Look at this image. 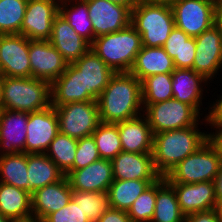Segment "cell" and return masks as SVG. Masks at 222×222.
Here are the masks:
<instances>
[{
	"mask_svg": "<svg viewBox=\"0 0 222 222\" xmlns=\"http://www.w3.org/2000/svg\"><path fill=\"white\" fill-rule=\"evenodd\" d=\"M208 111V114L204 117L206 123L211 126V129L212 127L222 128V95L219 100L213 102Z\"/></svg>",
	"mask_w": 222,
	"mask_h": 222,
	"instance_id": "7bdbcfd3",
	"label": "cell"
},
{
	"mask_svg": "<svg viewBox=\"0 0 222 222\" xmlns=\"http://www.w3.org/2000/svg\"><path fill=\"white\" fill-rule=\"evenodd\" d=\"M163 48L173 59L175 68L193 69L196 51L195 37H190L175 26Z\"/></svg>",
	"mask_w": 222,
	"mask_h": 222,
	"instance_id": "f546056e",
	"label": "cell"
},
{
	"mask_svg": "<svg viewBox=\"0 0 222 222\" xmlns=\"http://www.w3.org/2000/svg\"><path fill=\"white\" fill-rule=\"evenodd\" d=\"M122 151L130 153H152L154 134L147 117L143 114L116 123Z\"/></svg>",
	"mask_w": 222,
	"mask_h": 222,
	"instance_id": "603a6c76",
	"label": "cell"
},
{
	"mask_svg": "<svg viewBox=\"0 0 222 222\" xmlns=\"http://www.w3.org/2000/svg\"><path fill=\"white\" fill-rule=\"evenodd\" d=\"M28 115L0 109V156L25 152Z\"/></svg>",
	"mask_w": 222,
	"mask_h": 222,
	"instance_id": "d6986e66",
	"label": "cell"
},
{
	"mask_svg": "<svg viewBox=\"0 0 222 222\" xmlns=\"http://www.w3.org/2000/svg\"><path fill=\"white\" fill-rule=\"evenodd\" d=\"M141 35L130 24L123 30L94 38L91 49L115 73L130 72L141 51Z\"/></svg>",
	"mask_w": 222,
	"mask_h": 222,
	"instance_id": "277c9868",
	"label": "cell"
},
{
	"mask_svg": "<svg viewBox=\"0 0 222 222\" xmlns=\"http://www.w3.org/2000/svg\"><path fill=\"white\" fill-rule=\"evenodd\" d=\"M111 3H115L118 5H122L124 7H127L130 11L135 7L136 3L134 0H107Z\"/></svg>",
	"mask_w": 222,
	"mask_h": 222,
	"instance_id": "c3c4849f",
	"label": "cell"
},
{
	"mask_svg": "<svg viewBox=\"0 0 222 222\" xmlns=\"http://www.w3.org/2000/svg\"><path fill=\"white\" fill-rule=\"evenodd\" d=\"M73 64L81 71L82 93L97 101L115 72L92 49Z\"/></svg>",
	"mask_w": 222,
	"mask_h": 222,
	"instance_id": "7402d4cb",
	"label": "cell"
},
{
	"mask_svg": "<svg viewBox=\"0 0 222 222\" xmlns=\"http://www.w3.org/2000/svg\"><path fill=\"white\" fill-rule=\"evenodd\" d=\"M214 25L219 29V32L222 38V3L221 2H219L216 9Z\"/></svg>",
	"mask_w": 222,
	"mask_h": 222,
	"instance_id": "7dc6e473",
	"label": "cell"
},
{
	"mask_svg": "<svg viewBox=\"0 0 222 222\" xmlns=\"http://www.w3.org/2000/svg\"><path fill=\"white\" fill-rule=\"evenodd\" d=\"M94 31V38L123 30L131 24V11L107 0H85Z\"/></svg>",
	"mask_w": 222,
	"mask_h": 222,
	"instance_id": "9a60e30c",
	"label": "cell"
},
{
	"mask_svg": "<svg viewBox=\"0 0 222 222\" xmlns=\"http://www.w3.org/2000/svg\"><path fill=\"white\" fill-rule=\"evenodd\" d=\"M29 193L48 184L59 181L64 174L57 165L45 154H27Z\"/></svg>",
	"mask_w": 222,
	"mask_h": 222,
	"instance_id": "83f0119b",
	"label": "cell"
},
{
	"mask_svg": "<svg viewBox=\"0 0 222 222\" xmlns=\"http://www.w3.org/2000/svg\"><path fill=\"white\" fill-rule=\"evenodd\" d=\"M31 77L50 84L66 70L68 63L48 40H29Z\"/></svg>",
	"mask_w": 222,
	"mask_h": 222,
	"instance_id": "4fadbf2b",
	"label": "cell"
},
{
	"mask_svg": "<svg viewBox=\"0 0 222 222\" xmlns=\"http://www.w3.org/2000/svg\"><path fill=\"white\" fill-rule=\"evenodd\" d=\"M101 123L116 124L141 115V81L130 72L115 73L97 100Z\"/></svg>",
	"mask_w": 222,
	"mask_h": 222,
	"instance_id": "6da1fadb",
	"label": "cell"
},
{
	"mask_svg": "<svg viewBox=\"0 0 222 222\" xmlns=\"http://www.w3.org/2000/svg\"><path fill=\"white\" fill-rule=\"evenodd\" d=\"M97 222H131L126 211L110 208Z\"/></svg>",
	"mask_w": 222,
	"mask_h": 222,
	"instance_id": "ee69618b",
	"label": "cell"
},
{
	"mask_svg": "<svg viewBox=\"0 0 222 222\" xmlns=\"http://www.w3.org/2000/svg\"><path fill=\"white\" fill-rule=\"evenodd\" d=\"M135 3H139V2H149L150 3V0H134Z\"/></svg>",
	"mask_w": 222,
	"mask_h": 222,
	"instance_id": "db71d44e",
	"label": "cell"
},
{
	"mask_svg": "<svg viewBox=\"0 0 222 222\" xmlns=\"http://www.w3.org/2000/svg\"><path fill=\"white\" fill-rule=\"evenodd\" d=\"M157 180H114L109 186L110 207L128 211L137 197Z\"/></svg>",
	"mask_w": 222,
	"mask_h": 222,
	"instance_id": "4dcf8cb0",
	"label": "cell"
},
{
	"mask_svg": "<svg viewBox=\"0 0 222 222\" xmlns=\"http://www.w3.org/2000/svg\"><path fill=\"white\" fill-rule=\"evenodd\" d=\"M1 85H2V75L0 74V102H1Z\"/></svg>",
	"mask_w": 222,
	"mask_h": 222,
	"instance_id": "f5cc1de1",
	"label": "cell"
},
{
	"mask_svg": "<svg viewBox=\"0 0 222 222\" xmlns=\"http://www.w3.org/2000/svg\"><path fill=\"white\" fill-rule=\"evenodd\" d=\"M157 181L147 187L127 211L131 222H151L156 202Z\"/></svg>",
	"mask_w": 222,
	"mask_h": 222,
	"instance_id": "f35d334b",
	"label": "cell"
},
{
	"mask_svg": "<svg viewBox=\"0 0 222 222\" xmlns=\"http://www.w3.org/2000/svg\"><path fill=\"white\" fill-rule=\"evenodd\" d=\"M42 222H90L80 206L71 199L63 208L49 214Z\"/></svg>",
	"mask_w": 222,
	"mask_h": 222,
	"instance_id": "60d3db41",
	"label": "cell"
},
{
	"mask_svg": "<svg viewBox=\"0 0 222 222\" xmlns=\"http://www.w3.org/2000/svg\"><path fill=\"white\" fill-rule=\"evenodd\" d=\"M72 199L80 206L90 222H97L110 207L108 192H84L72 190Z\"/></svg>",
	"mask_w": 222,
	"mask_h": 222,
	"instance_id": "8d00e7d4",
	"label": "cell"
},
{
	"mask_svg": "<svg viewBox=\"0 0 222 222\" xmlns=\"http://www.w3.org/2000/svg\"><path fill=\"white\" fill-rule=\"evenodd\" d=\"M0 74L5 77H31L29 39L24 35H0Z\"/></svg>",
	"mask_w": 222,
	"mask_h": 222,
	"instance_id": "30bf717a",
	"label": "cell"
},
{
	"mask_svg": "<svg viewBox=\"0 0 222 222\" xmlns=\"http://www.w3.org/2000/svg\"><path fill=\"white\" fill-rule=\"evenodd\" d=\"M176 0H150V3L169 4L171 5Z\"/></svg>",
	"mask_w": 222,
	"mask_h": 222,
	"instance_id": "681fc988",
	"label": "cell"
},
{
	"mask_svg": "<svg viewBox=\"0 0 222 222\" xmlns=\"http://www.w3.org/2000/svg\"><path fill=\"white\" fill-rule=\"evenodd\" d=\"M100 158L112 160L120 152L122 146L116 124L100 123L92 133Z\"/></svg>",
	"mask_w": 222,
	"mask_h": 222,
	"instance_id": "74e56055",
	"label": "cell"
},
{
	"mask_svg": "<svg viewBox=\"0 0 222 222\" xmlns=\"http://www.w3.org/2000/svg\"><path fill=\"white\" fill-rule=\"evenodd\" d=\"M77 143L78 139L59 132L45 152L65 176L73 170Z\"/></svg>",
	"mask_w": 222,
	"mask_h": 222,
	"instance_id": "836d02e7",
	"label": "cell"
},
{
	"mask_svg": "<svg viewBox=\"0 0 222 222\" xmlns=\"http://www.w3.org/2000/svg\"><path fill=\"white\" fill-rule=\"evenodd\" d=\"M48 41L68 64L76 62L91 49V44L82 38L60 13L52 23Z\"/></svg>",
	"mask_w": 222,
	"mask_h": 222,
	"instance_id": "44dd1931",
	"label": "cell"
},
{
	"mask_svg": "<svg viewBox=\"0 0 222 222\" xmlns=\"http://www.w3.org/2000/svg\"><path fill=\"white\" fill-rule=\"evenodd\" d=\"M50 105L48 81L33 77L2 76L0 109L32 113Z\"/></svg>",
	"mask_w": 222,
	"mask_h": 222,
	"instance_id": "3957f363",
	"label": "cell"
},
{
	"mask_svg": "<svg viewBox=\"0 0 222 222\" xmlns=\"http://www.w3.org/2000/svg\"><path fill=\"white\" fill-rule=\"evenodd\" d=\"M220 0H176L171 4L175 26L196 37L215 24Z\"/></svg>",
	"mask_w": 222,
	"mask_h": 222,
	"instance_id": "9c48e42d",
	"label": "cell"
},
{
	"mask_svg": "<svg viewBox=\"0 0 222 222\" xmlns=\"http://www.w3.org/2000/svg\"><path fill=\"white\" fill-rule=\"evenodd\" d=\"M196 51L193 70L206 80L214 79L219 69H222V38L219 29L213 25L195 37Z\"/></svg>",
	"mask_w": 222,
	"mask_h": 222,
	"instance_id": "5bb4252c",
	"label": "cell"
},
{
	"mask_svg": "<svg viewBox=\"0 0 222 222\" xmlns=\"http://www.w3.org/2000/svg\"><path fill=\"white\" fill-rule=\"evenodd\" d=\"M198 125L154 134L153 162L162 177L208 141V133Z\"/></svg>",
	"mask_w": 222,
	"mask_h": 222,
	"instance_id": "7a4b0ae2",
	"label": "cell"
},
{
	"mask_svg": "<svg viewBox=\"0 0 222 222\" xmlns=\"http://www.w3.org/2000/svg\"><path fill=\"white\" fill-rule=\"evenodd\" d=\"M0 222H13L11 219L0 214Z\"/></svg>",
	"mask_w": 222,
	"mask_h": 222,
	"instance_id": "f907efd6",
	"label": "cell"
},
{
	"mask_svg": "<svg viewBox=\"0 0 222 222\" xmlns=\"http://www.w3.org/2000/svg\"><path fill=\"white\" fill-rule=\"evenodd\" d=\"M28 0H0V35L21 34Z\"/></svg>",
	"mask_w": 222,
	"mask_h": 222,
	"instance_id": "d590c367",
	"label": "cell"
},
{
	"mask_svg": "<svg viewBox=\"0 0 222 222\" xmlns=\"http://www.w3.org/2000/svg\"><path fill=\"white\" fill-rule=\"evenodd\" d=\"M175 69L173 59L163 47L142 46L141 51L136 55L130 73L142 81L151 75L172 73Z\"/></svg>",
	"mask_w": 222,
	"mask_h": 222,
	"instance_id": "484cf974",
	"label": "cell"
},
{
	"mask_svg": "<svg viewBox=\"0 0 222 222\" xmlns=\"http://www.w3.org/2000/svg\"><path fill=\"white\" fill-rule=\"evenodd\" d=\"M174 188L165 177L157 180L156 202L151 222H184Z\"/></svg>",
	"mask_w": 222,
	"mask_h": 222,
	"instance_id": "f1b7e54d",
	"label": "cell"
},
{
	"mask_svg": "<svg viewBox=\"0 0 222 222\" xmlns=\"http://www.w3.org/2000/svg\"><path fill=\"white\" fill-rule=\"evenodd\" d=\"M206 82L209 83L193 69L176 68L172 72L173 98L191 105L200 114V106L204 98L202 85L205 83L204 86H206Z\"/></svg>",
	"mask_w": 222,
	"mask_h": 222,
	"instance_id": "cb8c5ba5",
	"label": "cell"
},
{
	"mask_svg": "<svg viewBox=\"0 0 222 222\" xmlns=\"http://www.w3.org/2000/svg\"><path fill=\"white\" fill-rule=\"evenodd\" d=\"M131 25L141 35L142 46L163 47L175 27L171 5L136 3L131 10Z\"/></svg>",
	"mask_w": 222,
	"mask_h": 222,
	"instance_id": "5b68a950",
	"label": "cell"
},
{
	"mask_svg": "<svg viewBox=\"0 0 222 222\" xmlns=\"http://www.w3.org/2000/svg\"><path fill=\"white\" fill-rule=\"evenodd\" d=\"M100 159V154L92 135L78 139L73 170H78Z\"/></svg>",
	"mask_w": 222,
	"mask_h": 222,
	"instance_id": "ab89813d",
	"label": "cell"
},
{
	"mask_svg": "<svg viewBox=\"0 0 222 222\" xmlns=\"http://www.w3.org/2000/svg\"><path fill=\"white\" fill-rule=\"evenodd\" d=\"M114 180H159L152 153L122 151L111 160Z\"/></svg>",
	"mask_w": 222,
	"mask_h": 222,
	"instance_id": "ac0fdd59",
	"label": "cell"
},
{
	"mask_svg": "<svg viewBox=\"0 0 222 222\" xmlns=\"http://www.w3.org/2000/svg\"><path fill=\"white\" fill-rule=\"evenodd\" d=\"M27 154L17 153L0 156V182L29 192Z\"/></svg>",
	"mask_w": 222,
	"mask_h": 222,
	"instance_id": "d6a6232c",
	"label": "cell"
},
{
	"mask_svg": "<svg viewBox=\"0 0 222 222\" xmlns=\"http://www.w3.org/2000/svg\"><path fill=\"white\" fill-rule=\"evenodd\" d=\"M141 89L143 104L172 99V73H160L144 78L141 81Z\"/></svg>",
	"mask_w": 222,
	"mask_h": 222,
	"instance_id": "e575fe53",
	"label": "cell"
},
{
	"mask_svg": "<svg viewBox=\"0 0 222 222\" xmlns=\"http://www.w3.org/2000/svg\"><path fill=\"white\" fill-rule=\"evenodd\" d=\"M219 210H220V213H221V216H222V203L219 205Z\"/></svg>",
	"mask_w": 222,
	"mask_h": 222,
	"instance_id": "11a10c76",
	"label": "cell"
},
{
	"mask_svg": "<svg viewBox=\"0 0 222 222\" xmlns=\"http://www.w3.org/2000/svg\"><path fill=\"white\" fill-rule=\"evenodd\" d=\"M143 108V114L147 117L153 134L195 126L202 115L191 105L174 98L143 104Z\"/></svg>",
	"mask_w": 222,
	"mask_h": 222,
	"instance_id": "52a82bcc",
	"label": "cell"
},
{
	"mask_svg": "<svg viewBox=\"0 0 222 222\" xmlns=\"http://www.w3.org/2000/svg\"><path fill=\"white\" fill-rule=\"evenodd\" d=\"M61 0H28L21 35L29 40H49Z\"/></svg>",
	"mask_w": 222,
	"mask_h": 222,
	"instance_id": "7c38bea8",
	"label": "cell"
},
{
	"mask_svg": "<svg viewBox=\"0 0 222 222\" xmlns=\"http://www.w3.org/2000/svg\"><path fill=\"white\" fill-rule=\"evenodd\" d=\"M213 129L216 132L208 134V142L214 147L222 163V128L213 127Z\"/></svg>",
	"mask_w": 222,
	"mask_h": 222,
	"instance_id": "f6af8a7d",
	"label": "cell"
},
{
	"mask_svg": "<svg viewBox=\"0 0 222 222\" xmlns=\"http://www.w3.org/2000/svg\"><path fill=\"white\" fill-rule=\"evenodd\" d=\"M72 190L84 192H108L114 181L112 162L102 159L66 175Z\"/></svg>",
	"mask_w": 222,
	"mask_h": 222,
	"instance_id": "e0dca14e",
	"label": "cell"
},
{
	"mask_svg": "<svg viewBox=\"0 0 222 222\" xmlns=\"http://www.w3.org/2000/svg\"><path fill=\"white\" fill-rule=\"evenodd\" d=\"M215 184V196L218 202V205L222 203V163L220 165L217 176L214 180Z\"/></svg>",
	"mask_w": 222,
	"mask_h": 222,
	"instance_id": "bcb514c9",
	"label": "cell"
},
{
	"mask_svg": "<svg viewBox=\"0 0 222 222\" xmlns=\"http://www.w3.org/2000/svg\"><path fill=\"white\" fill-rule=\"evenodd\" d=\"M59 13L82 38L90 44L93 43L94 31L89 17L88 5L85 0H61Z\"/></svg>",
	"mask_w": 222,
	"mask_h": 222,
	"instance_id": "1f68e13d",
	"label": "cell"
},
{
	"mask_svg": "<svg viewBox=\"0 0 222 222\" xmlns=\"http://www.w3.org/2000/svg\"><path fill=\"white\" fill-rule=\"evenodd\" d=\"M59 132L80 139L92 135L101 123L98 102H70L54 107Z\"/></svg>",
	"mask_w": 222,
	"mask_h": 222,
	"instance_id": "ba28073f",
	"label": "cell"
},
{
	"mask_svg": "<svg viewBox=\"0 0 222 222\" xmlns=\"http://www.w3.org/2000/svg\"><path fill=\"white\" fill-rule=\"evenodd\" d=\"M0 214L12 221L32 219L31 193L0 182Z\"/></svg>",
	"mask_w": 222,
	"mask_h": 222,
	"instance_id": "4316f807",
	"label": "cell"
},
{
	"mask_svg": "<svg viewBox=\"0 0 222 222\" xmlns=\"http://www.w3.org/2000/svg\"><path fill=\"white\" fill-rule=\"evenodd\" d=\"M51 105L57 107L70 102L94 101L82 93L81 71L72 63L65 72L50 84Z\"/></svg>",
	"mask_w": 222,
	"mask_h": 222,
	"instance_id": "d4e9b609",
	"label": "cell"
},
{
	"mask_svg": "<svg viewBox=\"0 0 222 222\" xmlns=\"http://www.w3.org/2000/svg\"><path fill=\"white\" fill-rule=\"evenodd\" d=\"M58 133V118L52 105L29 113L25 153H45Z\"/></svg>",
	"mask_w": 222,
	"mask_h": 222,
	"instance_id": "8fae6325",
	"label": "cell"
},
{
	"mask_svg": "<svg viewBox=\"0 0 222 222\" xmlns=\"http://www.w3.org/2000/svg\"><path fill=\"white\" fill-rule=\"evenodd\" d=\"M72 199V189L64 175L59 181L35 190L31 194L32 215L43 221L49 214L66 206Z\"/></svg>",
	"mask_w": 222,
	"mask_h": 222,
	"instance_id": "ffe728a7",
	"label": "cell"
},
{
	"mask_svg": "<svg viewBox=\"0 0 222 222\" xmlns=\"http://www.w3.org/2000/svg\"><path fill=\"white\" fill-rule=\"evenodd\" d=\"M184 222H222V216L217 208L186 215Z\"/></svg>",
	"mask_w": 222,
	"mask_h": 222,
	"instance_id": "b9f144b4",
	"label": "cell"
},
{
	"mask_svg": "<svg viewBox=\"0 0 222 222\" xmlns=\"http://www.w3.org/2000/svg\"><path fill=\"white\" fill-rule=\"evenodd\" d=\"M221 160L214 147L207 141L196 152L186 157L164 177L168 183L194 184L214 181Z\"/></svg>",
	"mask_w": 222,
	"mask_h": 222,
	"instance_id": "8992f818",
	"label": "cell"
},
{
	"mask_svg": "<svg viewBox=\"0 0 222 222\" xmlns=\"http://www.w3.org/2000/svg\"><path fill=\"white\" fill-rule=\"evenodd\" d=\"M13 222H39V221L32 218V219H28V220H24V221H13Z\"/></svg>",
	"mask_w": 222,
	"mask_h": 222,
	"instance_id": "816d5d0a",
	"label": "cell"
},
{
	"mask_svg": "<svg viewBox=\"0 0 222 222\" xmlns=\"http://www.w3.org/2000/svg\"><path fill=\"white\" fill-rule=\"evenodd\" d=\"M176 193L182 213L189 214L219 208L214 181L194 184L169 183Z\"/></svg>",
	"mask_w": 222,
	"mask_h": 222,
	"instance_id": "2e32d148",
	"label": "cell"
}]
</instances>
